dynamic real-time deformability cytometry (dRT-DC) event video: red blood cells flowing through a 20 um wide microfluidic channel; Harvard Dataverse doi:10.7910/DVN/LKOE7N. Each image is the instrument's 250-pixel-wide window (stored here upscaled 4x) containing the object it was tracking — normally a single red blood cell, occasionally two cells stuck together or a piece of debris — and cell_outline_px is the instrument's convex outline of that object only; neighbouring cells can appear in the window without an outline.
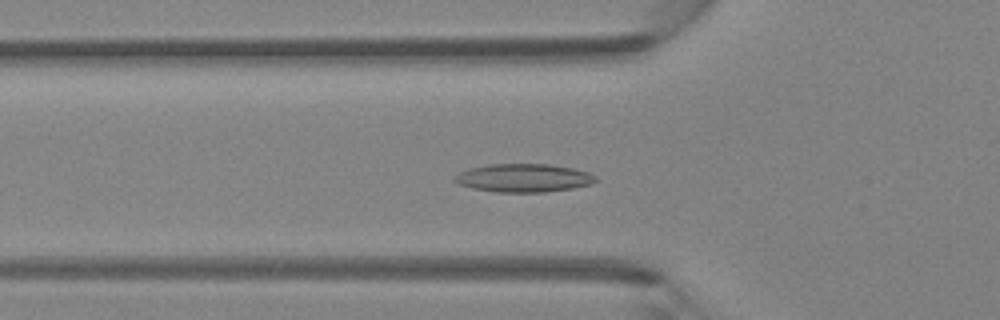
{"species": "Egyptian fruit bat (a non-hibernating species)", "species_latin": "Rousettus aegyptiacus", "temperature_condition": "room temperature", "stored_images_in_passage": 35, "camera_frame_rate_fps": 3000, "um_per_image_px": 0.085, "animal": {"sex": "female"}, "frame": {"image": 1, "passage_image": 5, "time_ms": 1.333, "image_size_px": [1000, 320], "cell_outline_px": [[600, 180], [592, 184], [572, 188], [544, 192], [496, 192], [472, 188], [460, 184], [452, 180], [452, 176], [468, 168], [488, 164], [548, 164], [572, 168], [588, 172], [596, 176]], "centroid_in_image_um": [44.5, 15.12], "position_along_channel_um": 81.3, "area_um2": 23.41}}
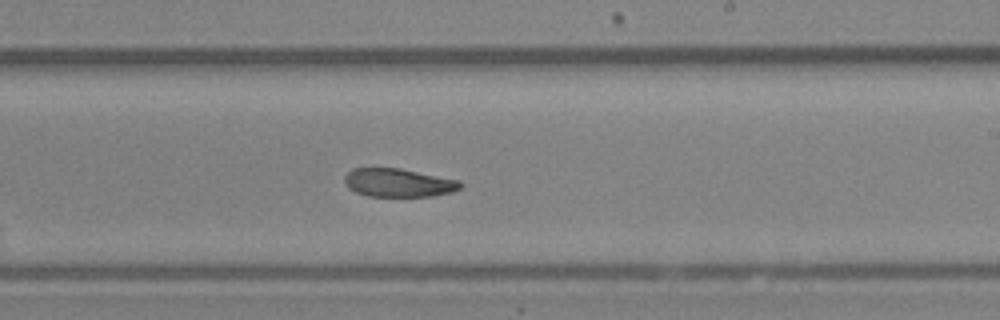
{"frame": {"image": 2, "passage_image": 17, "time_ms": 5.333, "image_size_px": [1000, 320], "cell_outline_px": [[464, 184], [460, 188], [452, 192], [432, 196], [368, 196], [356, 192], [348, 188], [344, 184], [344, 176], [352, 168], [400, 168], [460, 180]], "centroid_in_image_um": [33.86, 15.53], "position_along_channel_um": 255.1, "area_um2": 19.31}}
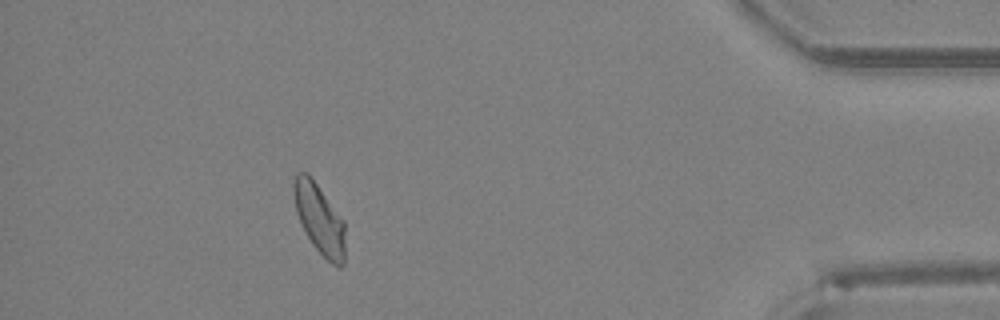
{"frame": {"image": 3, "passage_image": 31, "time_ms": 10.0, "image_size_px": [1000, 320], "cell_outline_px": [[344, 264], [340, 268], [332, 264], [312, 244], [296, 212], [292, 192], [292, 184], [296, 172], [308, 172], [344, 220]], "centroid_in_image_um": [27.14, 18.56], "position_along_channel_um": 408.1, "area_um2": 20.92}}